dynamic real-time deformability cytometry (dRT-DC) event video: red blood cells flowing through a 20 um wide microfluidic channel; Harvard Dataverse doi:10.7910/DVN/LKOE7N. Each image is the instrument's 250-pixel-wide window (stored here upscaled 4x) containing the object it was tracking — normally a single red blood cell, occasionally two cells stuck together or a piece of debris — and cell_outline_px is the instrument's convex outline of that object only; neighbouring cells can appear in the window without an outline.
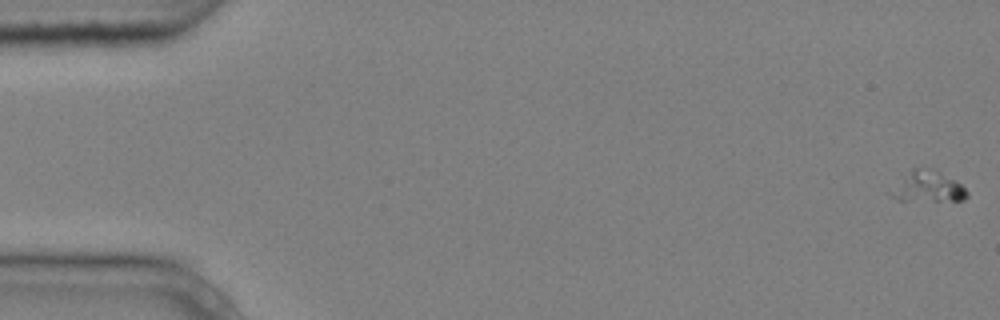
{"species": "common noctule bat (a hibernating species)", "species_latin": "Nyctalus noctula", "temperature_condition": "cold", "stored_images_in_passage": 5, "camera_frame_rate_fps": 3000, "um_per_image_px": 0.085, "animal": {"sex": "male", "body_mass_g": 20.4}, "frame": {"image": 1, "passage_image": 1, "time_ms": 0.0, "image_size_px": [1000, 320], "cell_outline_px": [[968, 196], [964, 200], [900, 200], [892, 196], [888, 192], [912, 168], [916, 168], [940, 172], [956, 180], [968, 192]], "centroid_in_image_um": [78.88, 15.88], "position_along_channel_um": 6.1, "area_um2": 13.24}}
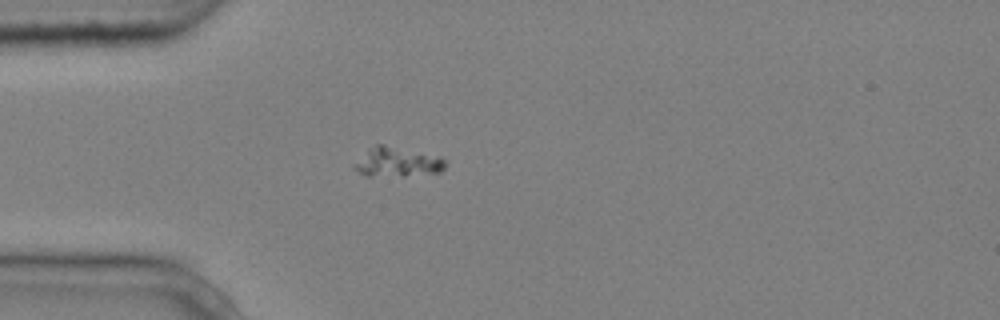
{"frame": {"image": 2, "passage_image": 4, "time_ms": 1.0, "image_size_px": [1000, 320], "cell_outline_px": [[448, 160], [444, 168], [440, 172], [404, 176], [368, 176], [352, 168], [352, 164], [376, 144], [384, 144], [440, 156]], "centroid_in_image_um": [33.8, 13.78], "position_along_channel_um": 51.2, "area_um2": 15.72}}